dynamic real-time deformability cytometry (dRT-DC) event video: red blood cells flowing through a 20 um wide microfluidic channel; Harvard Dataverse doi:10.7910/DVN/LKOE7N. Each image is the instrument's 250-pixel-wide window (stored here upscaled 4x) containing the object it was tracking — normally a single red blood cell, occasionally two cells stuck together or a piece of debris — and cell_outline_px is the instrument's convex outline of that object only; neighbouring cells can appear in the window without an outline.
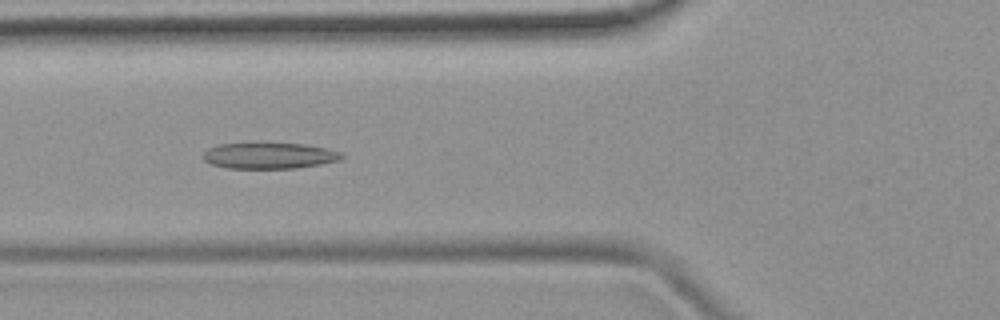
{"species": "common noctule bat (a hibernating species)", "species_latin": "Nyctalus noctula", "temperature_condition": "room temperature", "stored_images_in_passage": 51, "camera_frame_rate_fps": 3000, "um_per_image_px": 0.085, "animal": {"sex": "female", "body_mass_g": 19.9}, "frame": {"image": 1, "passage_image": 19, "time_ms": 6.0, "image_size_px": [1000, 320], "cell_outline_px": [[344, 156], [340, 160], [320, 164], [296, 168], [228, 168], [212, 164], [204, 160], [204, 152], [208, 148], [220, 144], [304, 144], [328, 148], [340, 152]], "centroid_in_image_um": [22.92, 13.24], "position_along_channel_um": 102.9, "area_um2": 20.69}}
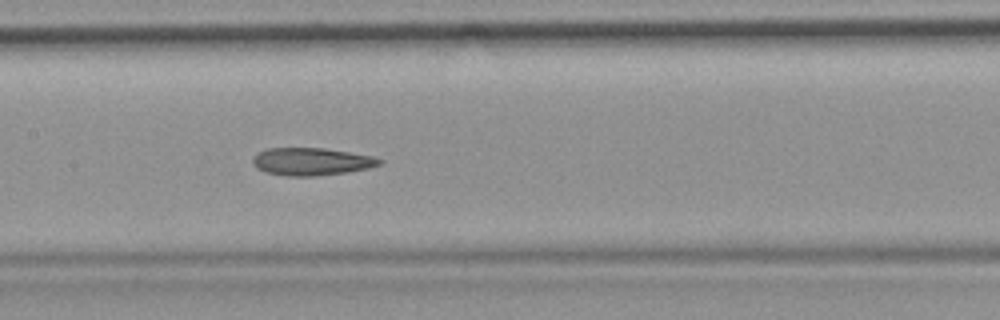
{"frame": {"image": 2, "passage_image": 25, "time_ms": 8.0, "image_size_px": [1000, 320], "cell_outline_px": [[384, 160], [380, 164], [368, 168], [348, 172], [316, 176], [288, 176], [264, 172], [256, 168], [252, 164], [252, 156], [268, 148], [324, 148], [372, 156]], "centroid_in_image_um": [26.44, 13.74], "position_along_channel_um": 181.0, "area_um2": 20.4}}
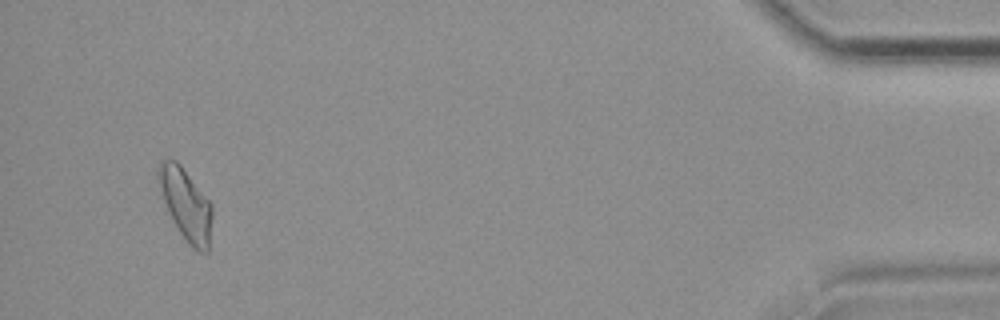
{"frame": {"image": 3, "passage_image": 49, "time_ms": 16.0, "image_size_px": [1000, 320], "cell_outline_px": [[212, 216], [208, 252], [200, 252], [192, 248], [188, 244], [172, 220], [168, 212], [156, 176], [156, 172], [160, 164], [164, 160], [176, 160], [180, 164], [212, 204]], "centroid_in_image_um": [15.8, 17.38], "position_along_channel_um": 419.4, "area_um2": 22.14}, "authors_computed_cell_mechanics": {"area_um2": 21.2704, "velocity_mm_per_s": 3.8861, "shape_relaxation_time_tau1_ms": null, "shape_relaxation_time_tau2_ms": 5.2284, "deformation_change_tau1": null, "deformation_change_tau2": 0.1446}}